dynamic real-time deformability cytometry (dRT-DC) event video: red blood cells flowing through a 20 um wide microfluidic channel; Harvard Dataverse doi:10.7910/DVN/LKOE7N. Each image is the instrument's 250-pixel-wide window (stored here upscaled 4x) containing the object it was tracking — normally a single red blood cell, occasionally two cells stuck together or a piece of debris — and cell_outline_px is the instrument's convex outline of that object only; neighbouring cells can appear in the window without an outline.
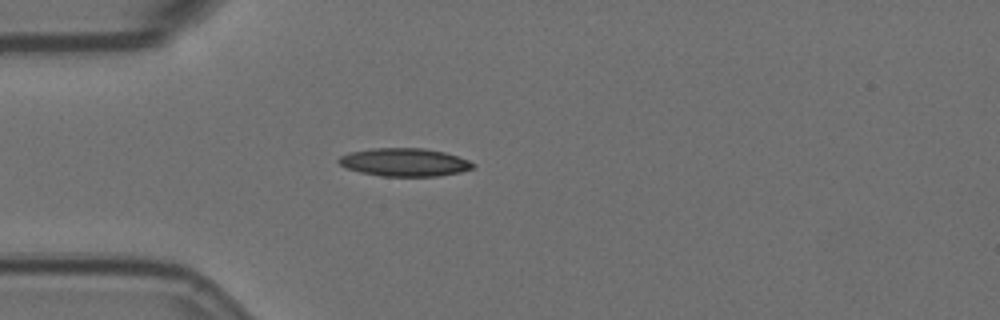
{"species": "Egyptian fruit bat (a non-hibernating species)", "species_latin": "Rousettus aegyptiacus", "temperature_condition": "room temperature", "stored_images_in_passage": 5, "camera_frame_rate_fps": 3000, "um_per_image_px": 0.085, "animal": {"sex": "female"}, "frame": {"image": 1, "passage_image": 4, "time_ms": 1.0, "image_size_px": [1000, 320], "cell_outline_px": [[476, 164], [472, 168], [460, 172], [436, 176], [380, 176], [360, 172], [348, 168], [340, 164], [336, 160], [340, 156], [348, 152], [372, 148], [424, 148], [444, 152], [468, 160]], "centroid_in_image_um": [34.35, 13.78], "position_along_channel_um": 50.6, "area_um2": 21.91}}